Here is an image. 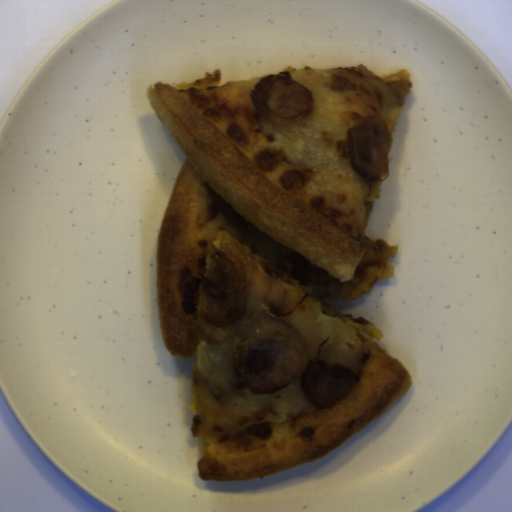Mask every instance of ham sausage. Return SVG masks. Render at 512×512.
<instances>
[{"instance_id":"0cea0756","label":"ham sausage","mask_w":512,"mask_h":512,"mask_svg":"<svg viewBox=\"0 0 512 512\" xmlns=\"http://www.w3.org/2000/svg\"><path fill=\"white\" fill-rule=\"evenodd\" d=\"M234 357L240 385L256 396L276 393L299 378L304 397L315 408L333 406L357 380L355 371L342 365L308 364L301 342L276 330L242 342Z\"/></svg>"},{"instance_id":"77c602ba","label":"ham sausage","mask_w":512,"mask_h":512,"mask_svg":"<svg viewBox=\"0 0 512 512\" xmlns=\"http://www.w3.org/2000/svg\"><path fill=\"white\" fill-rule=\"evenodd\" d=\"M213 264L203 281L205 304L202 317L213 326L231 327L247 309L244 275L227 255L212 254Z\"/></svg>"},{"instance_id":"b0c6462f","label":"ham sausage","mask_w":512,"mask_h":512,"mask_svg":"<svg viewBox=\"0 0 512 512\" xmlns=\"http://www.w3.org/2000/svg\"><path fill=\"white\" fill-rule=\"evenodd\" d=\"M250 99L270 121L287 125L308 115L314 103L312 91L282 71L263 76L251 89Z\"/></svg>"},{"instance_id":"ce85e706","label":"ham sausage","mask_w":512,"mask_h":512,"mask_svg":"<svg viewBox=\"0 0 512 512\" xmlns=\"http://www.w3.org/2000/svg\"><path fill=\"white\" fill-rule=\"evenodd\" d=\"M388 134L384 121L375 115H368L349 128V165L360 178L375 183L388 178Z\"/></svg>"},{"instance_id":"589cc3d0","label":"ham sausage","mask_w":512,"mask_h":512,"mask_svg":"<svg viewBox=\"0 0 512 512\" xmlns=\"http://www.w3.org/2000/svg\"><path fill=\"white\" fill-rule=\"evenodd\" d=\"M292 264L289 273L293 279H297L301 286H321L330 284L333 277L323 268L303 258L295 251L287 259Z\"/></svg>"}]
</instances>
